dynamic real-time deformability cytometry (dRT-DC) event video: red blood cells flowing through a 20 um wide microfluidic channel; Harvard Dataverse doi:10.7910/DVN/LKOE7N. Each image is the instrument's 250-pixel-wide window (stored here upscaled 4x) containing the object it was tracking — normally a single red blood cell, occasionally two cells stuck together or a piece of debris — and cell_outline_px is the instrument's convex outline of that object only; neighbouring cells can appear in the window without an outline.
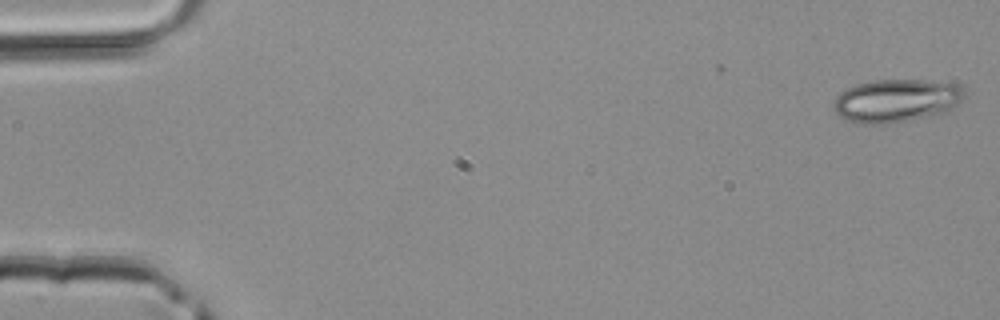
{"species": "common noctule bat (a hibernating species)", "species_latin": "Nyctalus noctula", "temperature_condition": "room temperature", "stored_images_in_passage": 2, "camera_frame_rate_fps": 3000, "um_per_image_px": 0.085, "animal": {"sex": "male", "body_mass_g": 20.4}, "frame": {"image": 1, "passage_image": 2, "time_ms": 0.333, "image_size_px": [1000, 320], "cell_outline_px": [[964, 96], [952, 108], [936, 116], [888, 124], [856, 124], [844, 120], [836, 112], [832, 104], [832, 100], [840, 92], [856, 84], [872, 80], [956, 80], [960, 84], [964, 92]], "centroid_in_image_um": [76.2, 8.55], "position_along_channel_um": 8.8, "area_um2": 33.81}}